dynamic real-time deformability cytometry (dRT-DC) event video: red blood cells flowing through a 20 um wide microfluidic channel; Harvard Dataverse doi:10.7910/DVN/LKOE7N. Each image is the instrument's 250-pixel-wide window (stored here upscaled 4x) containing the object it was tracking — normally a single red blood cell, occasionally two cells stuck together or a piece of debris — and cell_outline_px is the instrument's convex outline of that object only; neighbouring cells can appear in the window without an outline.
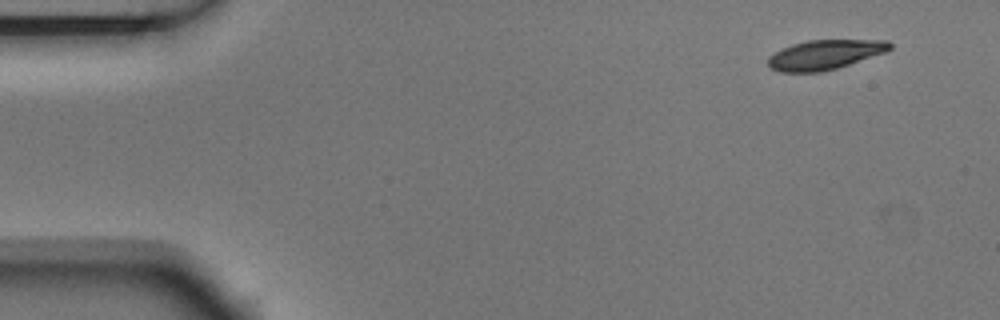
{"species": "Egyptian fruit bat (a non-hibernating species)", "species_latin": "Rousettus aegyptiacus", "temperature_condition": "room temperature", "stored_images_in_passage": 5, "segment_of_instrument_passage": [1, 2], "camera_frame_rate_fps": 3000, "um_per_image_px": 0.085, "animal": {"sex": "male"}, "frame": {"image": 1, "passage_image": 1, "time_ms": 0.0, "image_size_px": [1000, 320], "cell_outline_px": [[892, 48], [888, 52], [836, 68], [820, 72], [780, 72], [768, 68], [768, 56], [792, 44], [808, 40], [888, 40], [892, 44]], "centroid_in_image_um": [70.13, 4.65], "position_along_channel_um": 14.9, "area_um2": 21.1}}
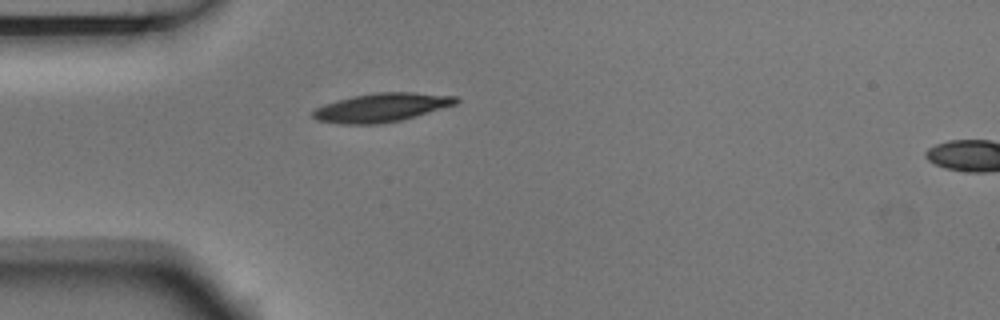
{"frame": {"image": 2, "passage_image": 4, "time_ms": 1.0, "image_size_px": [1000, 320], "cell_outline_px": [[460, 100], [456, 104], [400, 120], [376, 124], [340, 124], [316, 120], [312, 116], [312, 112], [316, 108], [324, 104], [352, 96], [376, 92], [412, 92], [456, 96]], "centroid_in_image_um": [32.4, 9.13], "position_along_channel_um": 52.6, "area_um2": 23.76}}